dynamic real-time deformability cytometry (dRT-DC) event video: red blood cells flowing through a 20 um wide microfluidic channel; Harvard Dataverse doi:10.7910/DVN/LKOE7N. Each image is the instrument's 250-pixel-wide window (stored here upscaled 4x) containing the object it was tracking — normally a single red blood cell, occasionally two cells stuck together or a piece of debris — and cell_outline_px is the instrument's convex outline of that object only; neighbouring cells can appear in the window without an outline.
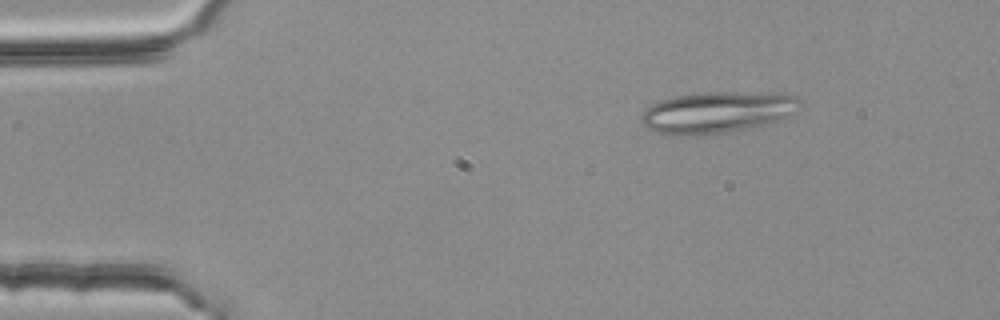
{"species": "common noctule bat (a hibernating species)", "species_latin": "Nyctalus noctula", "temperature_condition": "room temperature", "stored_images_in_passage": 3, "camera_frame_rate_fps": 3000, "um_per_image_px": 0.085, "animal": {"sex": "female", "body_mass_g": 25.1}, "frame": {"image": 1, "passage_image": 2, "time_ms": 0.333, "image_size_px": [1000, 320], "cell_outline_px": [[800, 100], [796, 112], [780, 120], [764, 124], [724, 132], [692, 136], [680, 136], [656, 132], [648, 128], [640, 120], [640, 116], [652, 104], [660, 100], [676, 96], [704, 92], [776, 92], [796, 96]], "centroid_in_image_um": [60.97, 9.53], "position_along_channel_um": 24.0, "area_um2": 38.21}}